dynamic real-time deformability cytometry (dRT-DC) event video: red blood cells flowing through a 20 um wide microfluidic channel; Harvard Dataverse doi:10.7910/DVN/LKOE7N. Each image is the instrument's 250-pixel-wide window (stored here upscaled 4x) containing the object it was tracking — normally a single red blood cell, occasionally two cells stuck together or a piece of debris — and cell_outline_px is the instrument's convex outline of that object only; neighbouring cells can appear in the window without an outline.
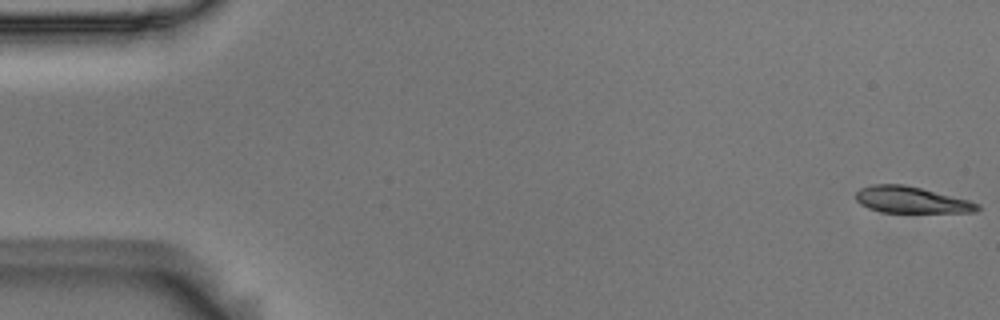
{"species": "Egyptian fruit bat (a non-hibernating species)", "species_latin": "Rousettus aegyptiacus", "temperature_condition": "room temperature", "stored_images_in_passage": 56, "camera_frame_rate_fps": 3000, "um_per_image_px": 0.085, "animal": {"sex": "male"}, "frame": {"image": 1, "passage_image": 1, "time_ms": 0.0, "image_size_px": [1000, 320], "cell_outline_px": [[980, 208], [976, 212], [880, 212], [868, 208], [860, 204], [856, 200], [856, 192], [860, 188], [872, 184], [904, 184], [968, 200], [980, 204]], "centroid_in_image_um": [77.42, 16.99], "position_along_channel_um": 7.6, "area_um2": 18.61}}
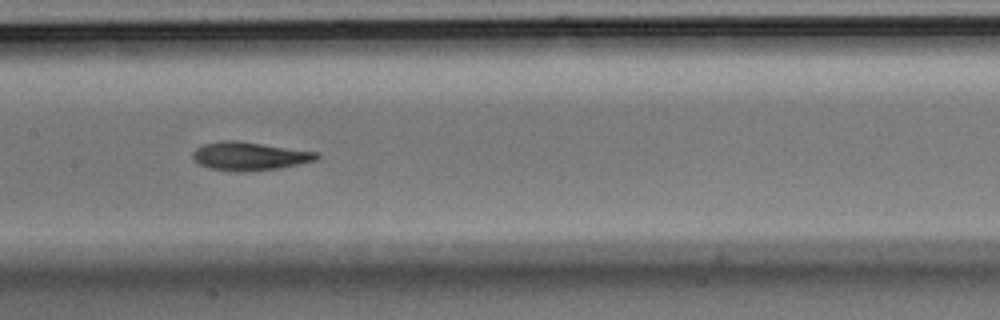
{"frame": {"image": 2, "passage_image": 27, "time_ms": 8.667, "image_size_px": [1000, 320], "cell_outline_px": [[320, 156], [316, 160], [280, 168], [244, 172], [236, 172], [208, 168], [200, 164], [192, 156], [192, 152], [196, 148], [204, 144], [220, 140], [236, 140], [320, 152]], "centroid_in_image_um": [21.22, 13.27], "position_along_channel_um": 186.2, "area_um2": 20.63}}
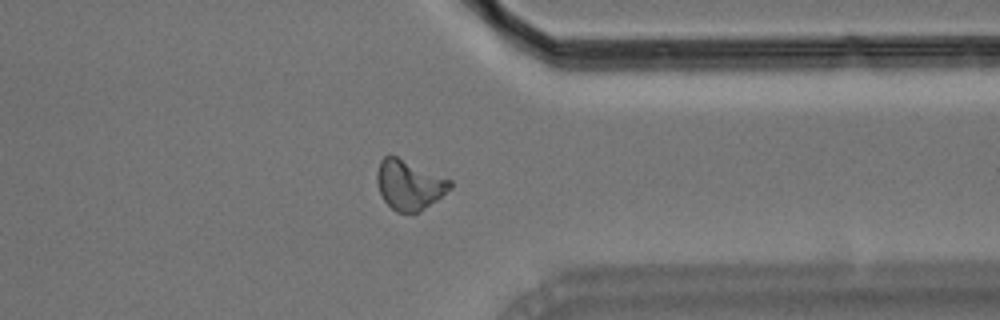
{"frame": {"image": 3, "passage_image": 43, "time_ms": 14.0, "image_size_px": [1000, 320], "cell_outline_px": [[452, 188], [420, 212], [396, 212], [384, 200], [380, 192], [376, 180], [376, 172], [380, 160], [384, 156], [396, 156], [452, 180]], "centroid_in_image_um": [34.78, 15.71], "position_along_channel_um": 376.6, "area_um2": 21.04}, "authors_computed_cell_mechanics": {"area_um2": 19.9988, "velocity_mm_per_s": 3.6599, "shape_relaxation_time_tau1_ms": 6.6166, "shape_relaxation_time_tau2_ms": 3.3676, "deformation_change_tau1": 0.1851, "deformation_change_tau2": 0.081}}